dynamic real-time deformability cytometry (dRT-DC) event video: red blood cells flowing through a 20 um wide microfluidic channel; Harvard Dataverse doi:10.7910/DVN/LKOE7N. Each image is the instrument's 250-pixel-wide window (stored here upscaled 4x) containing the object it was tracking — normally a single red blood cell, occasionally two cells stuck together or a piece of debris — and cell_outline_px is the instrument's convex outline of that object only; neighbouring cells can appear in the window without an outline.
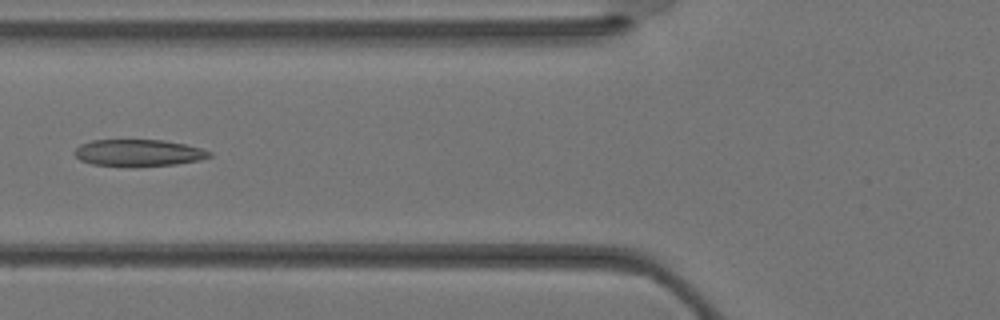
{"species": "Egyptian fruit bat (a non-hibernating species)", "species_latin": "Rousettus aegyptiacus", "temperature_condition": "warm", "stored_images_in_passage": 34, "camera_frame_rate_fps": 3000, "um_per_image_px": 0.085, "animal": {"sex": "female"}, "frame": {"image": 1, "passage_image": 12, "time_ms": 3.667, "image_size_px": [1000, 320], "cell_outline_px": [[212, 156], [200, 160], [176, 164], [136, 168], [132, 168], [92, 164], [80, 160], [72, 152], [80, 144], [92, 140], [164, 140], [184, 144], [200, 148], [212, 152]], "centroid_in_image_um": [11.75, 13.01], "position_along_channel_um": 114.0, "area_um2": 21.56}}
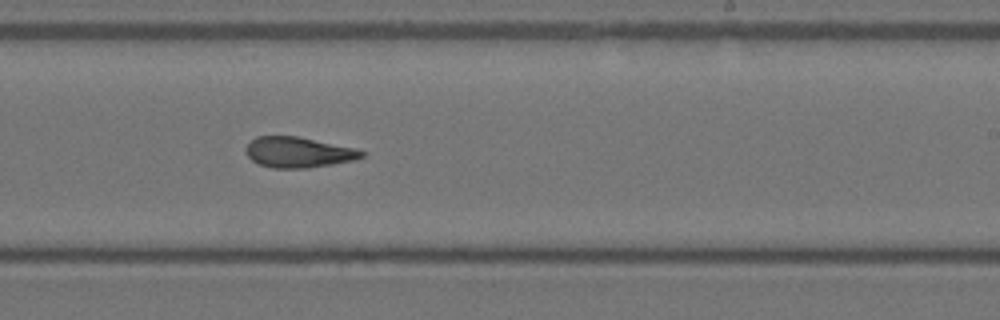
{"frame": {"image": 2, "passage_image": 20, "time_ms": 6.333, "image_size_px": [1000, 320], "cell_outline_px": [[364, 156], [356, 160], [308, 168], [272, 168], [260, 164], [252, 160], [248, 156], [244, 148], [256, 136], [296, 136], [356, 148], [364, 152]], "centroid_in_image_um": [25.36, 12.95], "position_along_channel_um": 263.6, "area_um2": 20.58}}
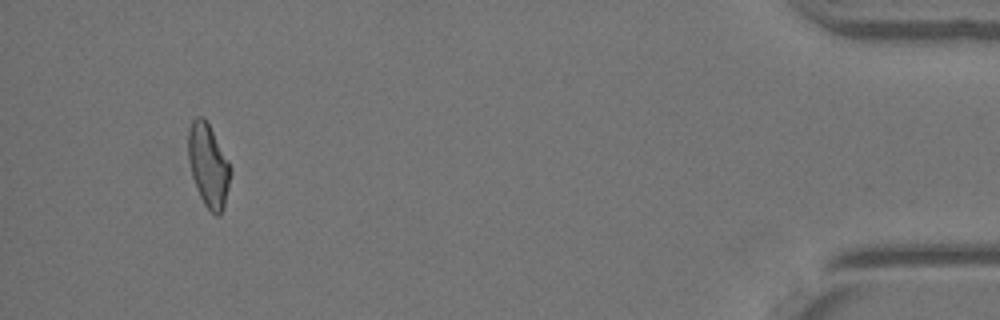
{"frame": {"image": 3, "passage_image": 32, "time_ms": 10.333, "image_size_px": [1000, 320], "cell_outline_px": [[232, 172], [224, 208], [220, 216], [216, 216], [204, 204], [196, 188], [192, 176], [188, 160], [188, 128], [192, 120], [196, 116], [204, 116], [228, 160], [232, 168]], "centroid_in_image_um": [17.71, 14.06], "position_along_channel_um": 417.5, "area_um2": 20.63}}